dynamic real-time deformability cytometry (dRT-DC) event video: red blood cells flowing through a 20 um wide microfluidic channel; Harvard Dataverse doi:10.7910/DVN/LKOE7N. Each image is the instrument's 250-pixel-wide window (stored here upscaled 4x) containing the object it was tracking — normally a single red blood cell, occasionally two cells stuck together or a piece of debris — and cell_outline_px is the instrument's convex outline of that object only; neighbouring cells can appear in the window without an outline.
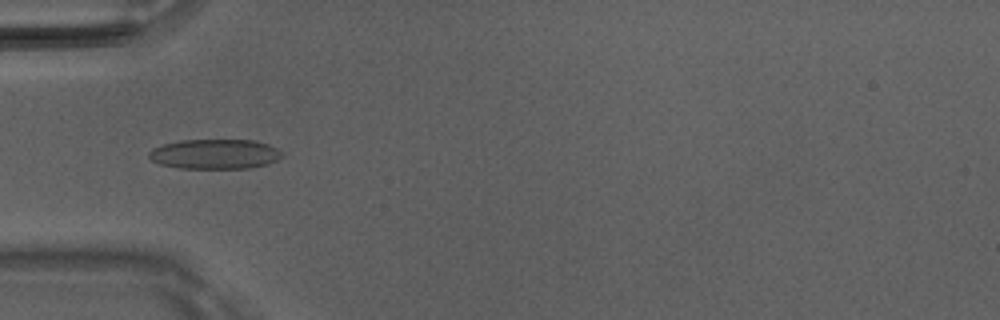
{"species": "Egyptian fruit bat (a non-hibernating species)", "species_latin": "Rousettus aegyptiacus", "temperature_condition": "room temperature", "stored_images_in_passage": 47, "camera_frame_rate_fps": 3000, "um_per_image_px": 0.085, "animal": {"sex": "male"}, "frame": {"image": 1, "passage_image": 13, "time_ms": 4.0, "image_size_px": [1000, 320], "cell_outline_px": [[284, 156], [268, 164], [252, 168], [180, 168], [160, 164], [152, 160], [148, 156], [148, 152], [152, 148], [164, 144], [180, 140], [256, 140], [268, 144], [276, 148]], "centroid_in_image_um": [18.27, 13.09], "position_along_channel_um": 66.7, "area_um2": 23.18}}
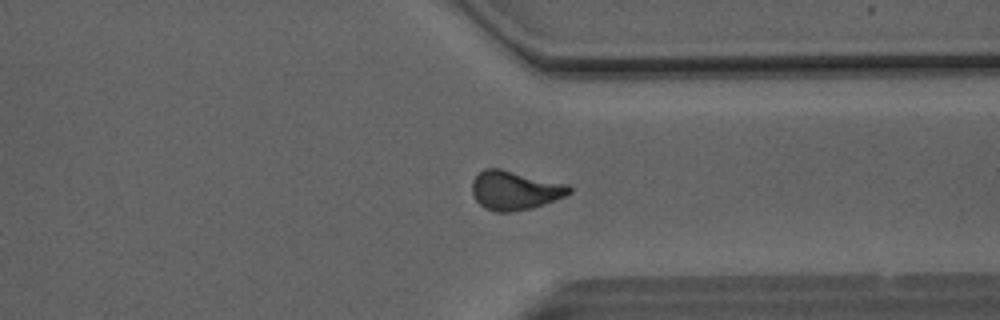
{"frame": {"image": 2, "passage_image": 35, "time_ms": 11.333, "image_size_px": [1000, 320], "cell_outline_px": [[572, 192], [564, 196], [532, 208], [512, 212], [496, 212], [484, 208], [476, 200], [472, 192], [472, 180], [484, 168], [500, 168], [568, 184], [572, 188]], "centroid_in_image_um": [43.75, 16.17], "position_along_channel_um": 367.7, "area_um2": 22.08}}
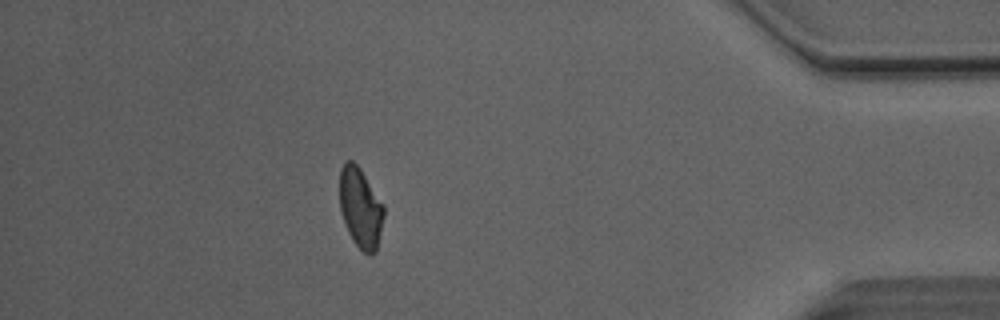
{"frame": {"image": 3, "passage_image": 41, "time_ms": 13.333, "image_size_px": [1000, 320], "cell_outline_px": [[384, 216], [376, 252], [372, 256], [368, 256], [352, 240], [348, 232], [340, 212], [340, 168], [344, 160], [352, 160], [360, 168], [384, 204]], "centroid_in_image_um": [30.64, 17.66], "position_along_channel_um": 404.6, "area_um2": 20.87}, "authors_computed_cell_mechanics": {"area_um2": 21.7906, "velocity_mm_per_s": 4.1212, "shape_relaxation_time_tau1_ms": 7.318, "shape_relaxation_time_tau2_ms": 1.9914, "deformation_change_tau1": 0.1536, "deformation_change_tau2": 0.0842}}